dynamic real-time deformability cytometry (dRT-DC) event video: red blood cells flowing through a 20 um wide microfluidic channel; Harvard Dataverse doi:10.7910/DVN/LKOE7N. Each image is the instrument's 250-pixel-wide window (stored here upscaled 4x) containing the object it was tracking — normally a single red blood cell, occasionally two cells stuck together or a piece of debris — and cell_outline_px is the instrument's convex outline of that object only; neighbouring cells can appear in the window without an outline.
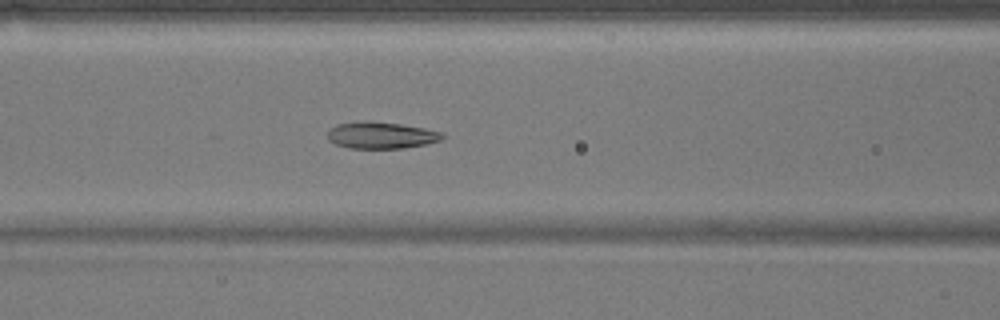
{"species": "common noctule bat (a hibernating species)", "species_latin": "Nyctalus noctula", "temperature_condition": "warm", "stored_images_in_passage": 45, "camera_frame_rate_fps": 3000, "um_per_image_px": 0.085, "animal": {"sex": "male", "body_mass_g": 17.9}, "frame": {"image": 1, "passage_image": 14, "time_ms": 4.333, "image_size_px": [1000, 320], "cell_outline_px": [[444, 136], [440, 140], [428, 144], [404, 148], [348, 148], [336, 144], [328, 140], [328, 132], [336, 124], [360, 120], [368, 120], [400, 124], [424, 128], [440, 132]], "centroid_in_image_um": [32.37, 11.49], "position_along_channel_um": 134.2, "area_um2": 17.92}}
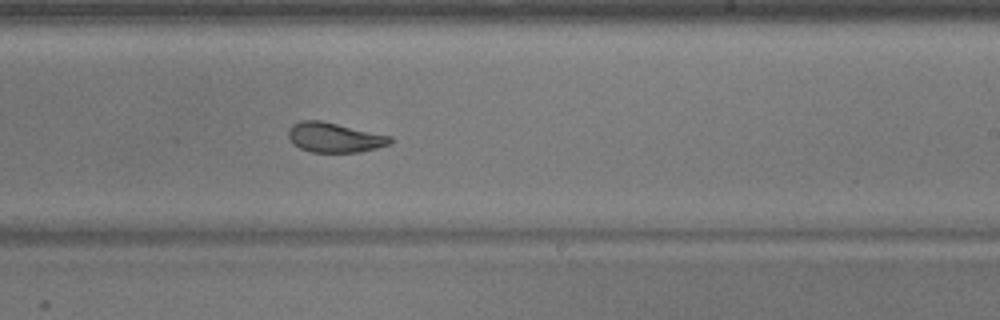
{"frame": {"image": 2, "passage_image": 24, "time_ms": 7.667, "image_size_px": [1000, 320], "cell_outline_px": [[392, 144], [360, 152], [312, 152], [300, 148], [288, 136], [288, 128], [292, 124], [300, 120], [320, 120], [392, 136]], "centroid_in_image_um": [28.45, 11.68], "position_along_channel_um": 260.6, "area_um2": 17.63}}
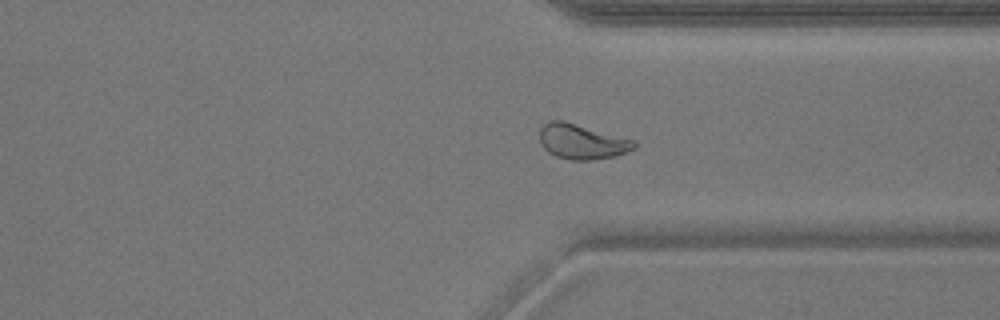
{"frame": {"image": 3, "passage_image": 32, "time_ms": 10.333, "image_size_px": [1000, 320], "cell_outline_px": [[636, 148], [628, 152], [616, 156], [592, 160], [568, 160], [556, 156], [548, 152], [540, 144], [540, 128], [548, 120], [564, 120], [636, 140]], "centroid_in_image_um": [49.48, 12.03], "position_along_channel_um": 361.9, "area_um2": 19.65}, "authors_computed_cell_mechanics": {"area_um2": 19.3052, "velocity_mm_per_s": 3.8012, "shape_relaxation_time_tau1_ms": 4.3852, "shape_relaxation_time_tau2_ms": 1.4108, "deformation_change_tau1": 0.1347, "deformation_change_tau2": 0.0661}}